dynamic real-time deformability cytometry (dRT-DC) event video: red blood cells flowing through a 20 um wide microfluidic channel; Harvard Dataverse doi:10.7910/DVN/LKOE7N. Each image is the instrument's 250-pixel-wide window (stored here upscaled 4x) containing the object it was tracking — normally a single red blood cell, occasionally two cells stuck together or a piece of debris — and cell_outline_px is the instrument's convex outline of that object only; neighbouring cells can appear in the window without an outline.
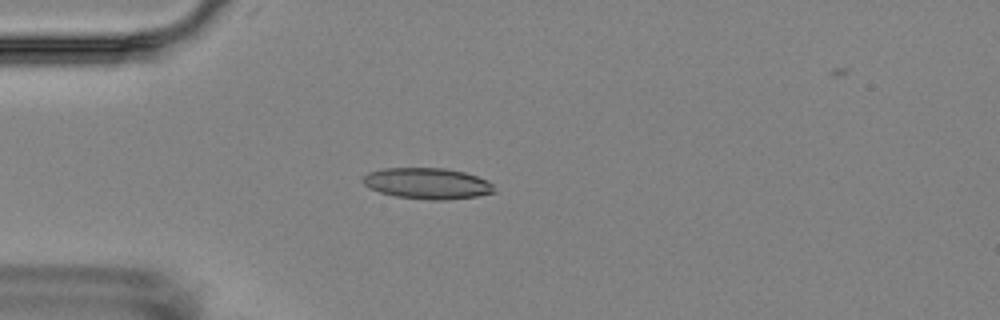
{"species": "Egyptian fruit bat (a non-hibernating species)", "species_latin": "Rousettus aegyptiacus", "temperature_condition": "room temperature", "stored_images_in_passage": 4, "camera_frame_rate_fps": 3000, "um_per_image_px": 0.085, "animal": {"sex": "female"}, "frame": {"image": 1, "passage_image": 3, "time_ms": 3.333, "image_size_px": [1000, 320], "cell_outline_px": [[496, 192], [476, 196], [448, 200], [428, 200], [396, 196], [380, 192], [368, 188], [360, 180], [368, 172], [384, 168], [444, 168], [464, 172], [488, 180], [492, 184]], "centroid_in_image_um": [36.31, 15.59], "position_along_channel_um": 48.7, "area_um2": 23.87}}